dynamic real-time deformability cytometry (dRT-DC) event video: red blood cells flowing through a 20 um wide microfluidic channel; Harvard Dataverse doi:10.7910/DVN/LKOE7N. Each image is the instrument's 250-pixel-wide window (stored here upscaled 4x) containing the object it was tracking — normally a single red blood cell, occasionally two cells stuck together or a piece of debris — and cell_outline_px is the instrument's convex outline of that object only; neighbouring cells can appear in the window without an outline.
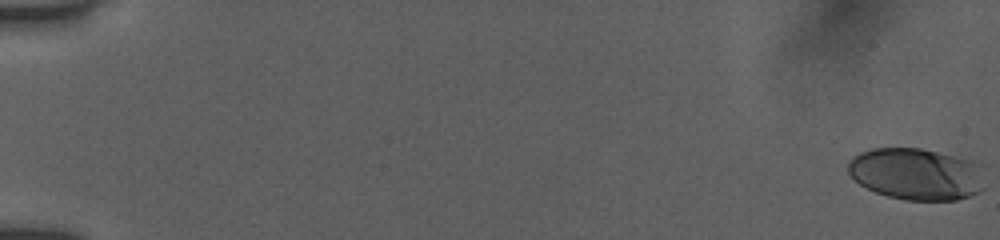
{"species": "human", "species_latin": "Homo sapiens", "temperature_condition": "room temperature", "stored_images_in_passage": 55, "camera_frame_rate_fps": 3000, "um_per_image_px": 0.085, "donor": {"sex": "female"}, "frame": {"image": 1, "passage_image": 1, "time_ms": 0.0, "image_size_px": [1000, 240], "cell_outline_px": [[984, 188], [980, 192], [956, 200], [904, 200], [888, 196], [876, 192], [860, 184], [848, 172], [848, 164], [860, 152], [872, 148], [920, 148], [972, 160], [984, 164]], "centroid_in_image_um": [77.97, 14.79], "position_along_channel_um": 7.0, "area_um2": 41.56}}
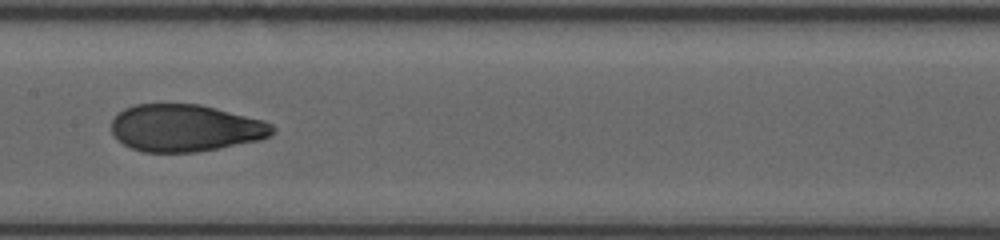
{"frame": {"image": 2, "passage_image": 30, "time_ms": 9.667, "image_size_px": [1000, 240], "cell_outline_px": [[276, 128], [268, 136], [260, 140], [220, 148], [196, 152], [144, 152], [132, 148], [124, 144], [112, 132], [112, 120], [124, 108], [136, 104], [200, 104], [264, 120], [272, 124]], "centroid_in_image_um": [15.78, 10.88], "position_along_channel_um": 191.6, "area_um2": 44.1}}
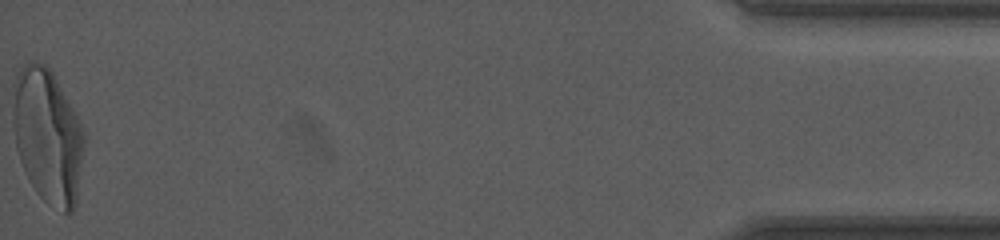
{"frame": {"image": 3, "passage_image": 55, "time_ms": 18.0, "image_size_px": [1000, 240], "cell_outline_px": [[84, 144], [76, 204], [72, 212], [64, 212], [48, 204], [36, 192], [28, 180], [24, 172], [16, 148], [12, 124], [12, 84], [20, 68], [28, 60], [36, 60], [44, 64], [52, 72], [72, 108], [84, 132]], "centroid_in_image_um": [4.0, 11.54], "position_along_channel_um": 431.2, "area_um2": 56.07}, "authors_computed_cell_mechanics": {"area_um2": 44.5638, "velocity_mm_per_s": 3.9085, "shape_relaxation_time_tau1_ms": 5.285, "shape_relaxation_time_tau2_ms": 1.1204, "deformation_change_tau1": 0.2241, "deformation_change_tau2": 0.0627}}